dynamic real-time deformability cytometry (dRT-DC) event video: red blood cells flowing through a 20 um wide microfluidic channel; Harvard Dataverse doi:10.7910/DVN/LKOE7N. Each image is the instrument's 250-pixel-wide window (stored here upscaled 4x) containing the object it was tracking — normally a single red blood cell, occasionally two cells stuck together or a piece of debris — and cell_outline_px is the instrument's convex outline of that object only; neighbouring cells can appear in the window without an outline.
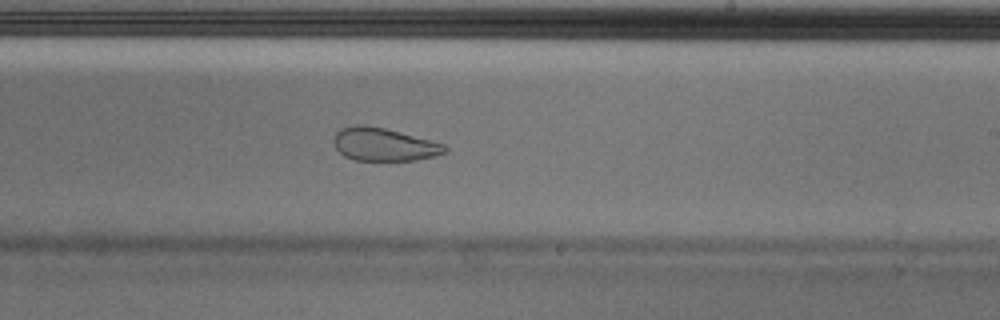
{"species": "Egyptian fruit bat (a non-hibernating species)", "species_latin": "Rousettus aegyptiacus", "temperature_condition": "cold", "stored_images_in_passage": 41, "camera_frame_rate_fps": 3000, "um_per_image_px": 0.085, "animal": {"sex": "male"}, "frame": {"image": 1, "passage_image": 24, "time_ms": 7.667, "image_size_px": [1000, 320], "cell_outline_px": [[448, 152], [416, 160], [356, 160], [344, 156], [332, 144], [332, 140], [336, 132], [340, 128], [356, 124], [360, 124], [384, 128], [444, 144], [448, 148]], "centroid_in_image_um": [32.58, 12.27], "position_along_channel_um": 256.4, "area_um2": 21.27}, "authors_computed_cell_mechanics": {"area_um2": 24.3338, "velocity_mm_per_s": 3.6686, "shape_relaxation_time_tau1_ms": null, "shape_relaxation_time_tau2_ms": 1.3121, "deformation_change_tau1": null, "deformation_change_tau2": 0.0722}}